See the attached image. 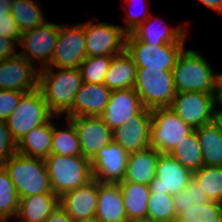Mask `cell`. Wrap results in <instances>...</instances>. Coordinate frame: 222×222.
<instances>
[{"label": "cell", "instance_id": "cell-1", "mask_svg": "<svg viewBox=\"0 0 222 222\" xmlns=\"http://www.w3.org/2000/svg\"><path fill=\"white\" fill-rule=\"evenodd\" d=\"M55 69H39L38 88L49 109L62 117L73 106L75 95L83 81L79 68Z\"/></svg>", "mask_w": 222, "mask_h": 222}, {"label": "cell", "instance_id": "cell-2", "mask_svg": "<svg viewBox=\"0 0 222 222\" xmlns=\"http://www.w3.org/2000/svg\"><path fill=\"white\" fill-rule=\"evenodd\" d=\"M209 61L193 49H184L172 69L176 92L216 93L222 72L214 73Z\"/></svg>", "mask_w": 222, "mask_h": 222}, {"label": "cell", "instance_id": "cell-3", "mask_svg": "<svg viewBox=\"0 0 222 222\" xmlns=\"http://www.w3.org/2000/svg\"><path fill=\"white\" fill-rule=\"evenodd\" d=\"M2 166L12 180L19 199L31 195L53 193L44 159L16 153Z\"/></svg>", "mask_w": 222, "mask_h": 222}, {"label": "cell", "instance_id": "cell-4", "mask_svg": "<svg viewBox=\"0 0 222 222\" xmlns=\"http://www.w3.org/2000/svg\"><path fill=\"white\" fill-rule=\"evenodd\" d=\"M44 161L52 192L58 197L93 179L91 162L83 156L50 154Z\"/></svg>", "mask_w": 222, "mask_h": 222}, {"label": "cell", "instance_id": "cell-5", "mask_svg": "<svg viewBox=\"0 0 222 222\" xmlns=\"http://www.w3.org/2000/svg\"><path fill=\"white\" fill-rule=\"evenodd\" d=\"M58 117L45 102L38 89L24 93L16 110L6 120L11 137L17 143L32 129L47 123L52 117Z\"/></svg>", "mask_w": 222, "mask_h": 222}, {"label": "cell", "instance_id": "cell-6", "mask_svg": "<svg viewBox=\"0 0 222 222\" xmlns=\"http://www.w3.org/2000/svg\"><path fill=\"white\" fill-rule=\"evenodd\" d=\"M147 109L170 107L176 96L172 71L137 68L133 87Z\"/></svg>", "mask_w": 222, "mask_h": 222}, {"label": "cell", "instance_id": "cell-7", "mask_svg": "<svg viewBox=\"0 0 222 222\" xmlns=\"http://www.w3.org/2000/svg\"><path fill=\"white\" fill-rule=\"evenodd\" d=\"M150 147L170 154L193 129L169 107L151 109Z\"/></svg>", "mask_w": 222, "mask_h": 222}, {"label": "cell", "instance_id": "cell-8", "mask_svg": "<svg viewBox=\"0 0 222 222\" xmlns=\"http://www.w3.org/2000/svg\"><path fill=\"white\" fill-rule=\"evenodd\" d=\"M185 49V43L150 45L127 34L126 50L133 57L137 68L172 71L176 61Z\"/></svg>", "mask_w": 222, "mask_h": 222}, {"label": "cell", "instance_id": "cell-9", "mask_svg": "<svg viewBox=\"0 0 222 222\" xmlns=\"http://www.w3.org/2000/svg\"><path fill=\"white\" fill-rule=\"evenodd\" d=\"M169 108L195 130L215 121V93L177 92Z\"/></svg>", "mask_w": 222, "mask_h": 222}, {"label": "cell", "instance_id": "cell-10", "mask_svg": "<svg viewBox=\"0 0 222 222\" xmlns=\"http://www.w3.org/2000/svg\"><path fill=\"white\" fill-rule=\"evenodd\" d=\"M84 22L87 57L115 56L126 50L127 33L119 25Z\"/></svg>", "mask_w": 222, "mask_h": 222}, {"label": "cell", "instance_id": "cell-11", "mask_svg": "<svg viewBox=\"0 0 222 222\" xmlns=\"http://www.w3.org/2000/svg\"><path fill=\"white\" fill-rule=\"evenodd\" d=\"M87 57L84 23L59 24V34L48 67L80 68Z\"/></svg>", "mask_w": 222, "mask_h": 222}, {"label": "cell", "instance_id": "cell-12", "mask_svg": "<svg viewBox=\"0 0 222 222\" xmlns=\"http://www.w3.org/2000/svg\"><path fill=\"white\" fill-rule=\"evenodd\" d=\"M59 34V24L46 21L43 25L21 33L18 47L22 55L30 63H40L43 69L50 65L51 57Z\"/></svg>", "mask_w": 222, "mask_h": 222}, {"label": "cell", "instance_id": "cell-13", "mask_svg": "<svg viewBox=\"0 0 222 222\" xmlns=\"http://www.w3.org/2000/svg\"><path fill=\"white\" fill-rule=\"evenodd\" d=\"M22 55L0 60V89L30 92L38 89L39 70Z\"/></svg>", "mask_w": 222, "mask_h": 222}, {"label": "cell", "instance_id": "cell-14", "mask_svg": "<svg viewBox=\"0 0 222 222\" xmlns=\"http://www.w3.org/2000/svg\"><path fill=\"white\" fill-rule=\"evenodd\" d=\"M193 172L183 167L170 154H160L155 178L149 184L150 192L175 195L184 191Z\"/></svg>", "mask_w": 222, "mask_h": 222}, {"label": "cell", "instance_id": "cell-15", "mask_svg": "<svg viewBox=\"0 0 222 222\" xmlns=\"http://www.w3.org/2000/svg\"><path fill=\"white\" fill-rule=\"evenodd\" d=\"M75 126L80 141L82 156L92 160L99 150L113 140L112 130L101 117H67Z\"/></svg>", "mask_w": 222, "mask_h": 222}, {"label": "cell", "instance_id": "cell-16", "mask_svg": "<svg viewBox=\"0 0 222 222\" xmlns=\"http://www.w3.org/2000/svg\"><path fill=\"white\" fill-rule=\"evenodd\" d=\"M98 181L93 178L79 188L59 197V206L74 222H94L97 207Z\"/></svg>", "mask_w": 222, "mask_h": 222}, {"label": "cell", "instance_id": "cell-17", "mask_svg": "<svg viewBox=\"0 0 222 222\" xmlns=\"http://www.w3.org/2000/svg\"><path fill=\"white\" fill-rule=\"evenodd\" d=\"M152 113L151 109L143 108L127 123L112 131L113 140L128 154L150 147Z\"/></svg>", "mask_w": 222, "mask_h": 222}, {"label": "cell", "instance_id": "cell-18", "mask_svg": "<svg viewBox=\"0 0 222 222\" xmlns=\"http://www.w3.org/2000/svg\"><path fill=\"white\" fill-rule=\"evenodd\" d=\"M128 153L114 140L90 161L92 175L101 183H119L125 177Z\"/></svg>", "mask_w": 222, "mask_h": 222}, {"label": "cell", "instance_id": "cell-19", "mask_svg": "<svg viewBox=\"0 0 222 222\" xmlns=\"http://www.w3.org/2000/svg\"><path fill=\"white\" fill-rule=\"evenodd\" d=\"M144 108L134 88L112 90L110 100L100 116L104 123L113 131L127 123L131 117Z\"/></svg>", "mask_w": 222, "mask_h": 222}, {"label": "cell", "instance_id": "cell-20", "mask_svg": "<svg viewBox=\"0 0 222 222\" xmlns=\"http://www.w3.org/2000/svg\"><path fill=\"white\" fill-rule=\"evenodd\" d=\"M112 90L103 84L82 82L75 95L73 106L63 115L66 117H100L110 100Z\"/></svg>", "mask_w": 222, "mask_h": 222}, {"label": "cell", "instance_id": "cell-21", "mask_svg": "<svg viewBox=\"0 0 222 222\" xmlns=\"http://www.w3.org/2000/svg\"><path fill=\"white\" fill-rule=\"evenodd\" d=\"M97 199L94 222H128L118 183L98 181Z\"/></svg>", "mask_w": 222, "mask_h": 222}, {"label": "cell", "instance_id": "cell-22", "mask_svg": "<svg viewBox=\"0 0 222 222\" xmlns=\"http://www.w3.org/2000/svg\"><path fill=\"white\" fill-rule=\"evenodd\" d=\"M155 19H157L156 16L150 14L149 18L141 25H139L134 31H132L131 34L140 41H143L150 45L156 44V46L168 43L186 42V27L188 26L186 25V23L183 25L181 24L177 27H170L167 26V23L164 24L163 22H161L164 27L163 29L162 27H159L158 29L156 28V26H154L157 22L155 21Z\"/></svg>", "mask_w": 222, "mask_h": 222}, {"label": "cell", "instance_id": "cell-23", "mask_svg": "<svg viewBox=\"0 0 222 222\" xmlns=\"http://www.w3.org/2000/svg\"><path fill=\"white\" fill-rule=\"evenodd\" d=\"M160 154L152 147L130 153L123 181L149 185L155 178Z\"/></svg>", "mask_w": 222, "mask_h": 222}, {"label": "cell", "instance_id": "cell-24", "mask_svg": "<svg viewBox=\"0 0 222 222\" xmlns=\"http://www.w3.org/2000/svg\"><path fill=\"white\" fill-rule=\"evenodd\" d=\"M53 117L47 122L27 133L17 142V153L45 159L51 154L52 134H53Z\"/></svg>", "mask_w": 222, "mask_h": 222}, {"label": "cell", "instance_id": "cell-25", "mask_svg": "<svg viewBox=\"0 0 222 222\" xmlns=\"http://www.w3.org/2000/svg\"><path fill=\"white\" fill-rule=\"evenodd\" d=\"M59 205L54 193L31 195L19 199L16 220L20 222H45L49 214Z\"/></svg>", "mask_w": 222, "mask_h": 222}, {"label": "cell", "instance_id": "cell-26", "mask_svg": "<svg viewBox=\"0 0 222 222\" xmlns=\"http://www.w3.org/2000/svg\"><path fill=\"white\" fill-rule=\"evenodd\" d=\"M137 66L133 57L125 50L112 57L104 77V84L111 90L133 88L136 80Z\"/></svg>", "mask_w": 222, "mask_h": 222}, {"label": "cell", "instance_id": "cell-27", "mask_svg": "<svg viewBox=\"0 0 222 222\" xmlns=\"http://www.w3.org/2000/svg\"><path fill=\"white\" fill-rule=\"evenodd\" d=\"M123 204L128 221L147 220V204L150 197L149 185L121 181Z\"/></svg>", "mask_w": 222, "mask_h": 222}, {"label": "cell", "instance_id": "cell-28", "mask_svg": "<svg viewBox=\"0 0 222 222\" xmlns=\"http://www.w3.org/2000/svg\"><path fill=\"white\" fill-rule=\"evenodd\" d=\"M207 166H222V130L216 121L195 129Z\"/></svg>", "mask_w": 222, "mask_h": 222}, {"label": "cell", "instance_id": "cell-29", "mask_svg": "<svg viewBox=\"0 0 222 222\" xmlns=\"http://www.w3.org/2000/svg\"><path fill=\"white\" fill-rule=\"evenodd\" d=\"M11 5L12 17L21 33L41 26L47 21L38 0H12Z\"/></svg>", "mask_w": 222, "mask_h": 222}, {"label": "cell", "instance_id": "cell-30", "mask_svg": "<svg viewBox=\"0 0 222 222\" xmlns=\"http://www.w3.org/2000/svg\"><path fill=\"white\" fill-rule=\"evenodd\" d=\"M183 167L192 172L204 166L203 153L196 130H192L184 139L177 144L170 153Z\"/></svg>", "mask_w": 222, "mask_h": 222}, {"label": "cell", "instance_id": "cell-31", "mask_svg": "<svg viewBox=\"0 0 222 222\" xmlns=\"http://www.w3.org/2000/svg\"><path fill=\"white\" fill-rule=\"evenodd\" d=\"M67 119L66 128L60 130L53 123L51 154L60 156H82L80 141L74 124Z\"/></svg>", "mask_w": 222, "mask_h": 222}, {"label": "cell", "instance_id": "cell-32", "mask_svg": "<svg viewBox=\"0 0 222 222\" xmlns=\"http://www.w3.org/2000/svg\"><path fill=\"white\" fill-rule=\"evenodd\" d=\"M192 178L211 201L222 203V166L204 165Z\"/></svg>", "mask_w": 222, "mask_h": 222}, {"label": "cell", "instance_id": "cell-33", "mask_svg": "<svg viewBox=\"0 0 222 222\" xmlns=\"http://www.w3.org/2000/svg\"><path fill=\"white\" fill-rule=\"evenodd\" d=\"M19 209V197L15 186L5 168L0 165V222L16 218Z\"/></svg>", "mask_w": 222, "mask_h": 222}, {"label": "cell", "instance_id": "cell-34", "mask_svg": "<svg viewBox=\"0 0 222 222\" xmlns=\"http://www.w3.org/2000/svg\"><path fill=\"white\" fill-rule=\"evenodd\" d=\"M173 195L150 192L147 204L148 222H176Z\"/></svg>", "mask_w": 222, "mask_h": 222}, {"label": "cell", "instance_id": "cell-35", "mask_svg": "<svg viewBox=\"0 0 222 222\" xmlns=\"http://www.w3.org/2000/svg\"><path fill=\"white\" fill-rule=\"evenodd\" d=\"M176 222H222V203L193 204L177 215Z\"/></svg>", "mask_w": 222, "mask_h": 222}, {"label": "cell", "instance_id": "cell-36", "mask_svg": "<svg viewBox=\"0 0 222 222\" xmlns=\"http://www.w3.org/2000/svg\"><path fill=\"white\" fill-rule=\"evenodd\" d=\"M113 56L86 57L81 63L82 81L89 84H103Z\"/></svg>", "mask_w": 222, "mask_h": 222}, {"label": "cell", "instance_id": "cell-37", "mask_svg": "<svg viewBox=\"0 0 222 222\" xmlns=\"http://www.w3.org/2000/svg\"><path fill=\"white\" fill-rule=\"evenodd\" d=\"M12 0H0V35L19 43L21 32L12 17Z\"/></svg>", "mask_w": 222, "mask_h": 222}, {"label": "cell", "instance_id": "cell-38", "mask_svg": "<svg viewBox=\"0 0 222 222\" xmlns=\"http://www.w3.org/2000/svg\"><path fill=\"white\" fill-rule=\"evenodd\" d=\"M24 93L22 91L0 89V120L6 121L16 110Z\"/></svg>", "mask_w": 222, "mask_h": 222}, {"label": "cell", "instance_id": "cell-39", "mask_svg": "<svg viewBox=\"0 0 222 222\" xmlns=\"http://www.w3.org/2000/svg\"><path fill=\"white\" fill-rule=\"evenodd\" d=\"M17 153V143L13 140L6 121L0 120V165Z\"/></svg>", "mask_w": 222, "mask_h": 222}, {"label": "cell", "instance_id": "cell-40", "mask_svg": "<svg viewBox=\"0 0 222 222\" xmlns=\"http://www.w3.org/2000/svg\"><path fill=\"white\" fill-rule=\"evenodd\" d=\"M125 1H126V3L127 2H129V3H134L135 2V4L136 3L139 4L140 0L139 1L138 0H125ZM136 1H138V2H136ZM141 2H143V1H141ZM138 15H139L138 12L136 14L134 12H130L129 10L126 13V17H124L125 18L124 20L126 21L127 25L126 26H121V27L123 28V30L127 34H129L132 31H134L139 25H141L144 21H146L149 18V16H150V12L148 13V10H147V11H144L143 16H141L142 14L140 15L141 17L138 16Z\"/></svg>", "mask_w": 222, "mask_h": 222}, {"label": "cell", "instance_id": "cell-41", "mask_svg": "<svg viewBox=\"0 0 222 222\" xmlns=\"http://www.w3.org/2000/svg\"><path fill=\"white\" fill-rule=\"evenodd\" d=\"M192 202L193 201L191 198V180H190L184 191H181L178 194L173 195V203L176 215H178L181 211H183L187 207L193 205Z\"/></svg>", "mask_w": 222, "mask_h": 222}, {"label": "cell", "instance_id": "cell-42", "mask_svg": "<svg viewBox=\"0 0 222 222\" xmlns=\"http://www.w3.org/2000/svg\"><path fill=\"white\" fill-rule=\"evenodd\" d=\"M17 46L15 41L0 35V60L15 56L18 53V51L16 52Z\"/></svg>", "mask_w": 222, "mask_h": 222}, {"label": "cell", "instance_id": "cell-43", "mask_svg": "<svg viewBox=\"0 0 222 222\" xmlns=\"http://www.w3.org/2000/svg\"><path fill=\"white\" fill-rule=\"evenodd\" d=\"M191 198L193 204H201L210 201L193 178L191 179Z\"/></svg>", "mask_w": 222, "mask_h": 222}, {"label": "cell", "instance_id": "cell-44", "mask_svg": "<svg viewBox=\"0 0 222 222\" xmlns=\"http://www.w3.org/2000/svg\"><path fill=\"white\" fill-rule=\"evenodd\" d=\"M45 222H74L68 214L58 205L45 219Z\"/></svg>", "mask_w": 222, "mask_h": 222}, {"label": "cell", "instance_id": "cell-45", "mask_svg": "<svg viewBox=\"0 0 222 222\" xmlns=\"http://www.w3.org/2000/svg\"><path fill=\"white\" fill-rule=\"evenodd\" d=\"M215 103L216 107L217 104L219 105L218 109L216 108V111H222V73L220 74L217 82V87H216V93H215Z\"/></svg>", "mask_w": 222, "mask_h": 222}, {"label": "cell", "instance_id": "cell-46", "mask_svg": "<svg viewBox=\"0 0 222 222\" xmlns=\"http://www.w3.org/2000/svg\"><path fill=\"white\" fill-rule=\"evenodd\" d=\"M208 8L222 13V0H199Z\"/></svg>", "mask_w": 222, "mask_h": 222}, {"label": "cell", "instance_id": "cell-47", "mask_svg": "<svg viewBox=\"0 0 222 222\" xmlns=\"http://www.w3.org/2000/svg\"><path fill=\"white\" fill-rule=\"evenodd\" d=\"M215 121L219 124L222 130V111H216Z\"/></svg>", "mask_w": 222, "mask_h": 222}, {"label": "cell", "instance_id": "cell-48", "mask_svg": "<svg viewBox=\"0 0 222 222\" xmlns=\"http://www.w3.org/2000/svg\"><path fill=\"white\" fill-rule=\"evenodd\" d=\"M128 222H148V221L144 220V221H128Z\"/></svg>", "mask_w": 222, "mask_h": 222}]
</instances>
